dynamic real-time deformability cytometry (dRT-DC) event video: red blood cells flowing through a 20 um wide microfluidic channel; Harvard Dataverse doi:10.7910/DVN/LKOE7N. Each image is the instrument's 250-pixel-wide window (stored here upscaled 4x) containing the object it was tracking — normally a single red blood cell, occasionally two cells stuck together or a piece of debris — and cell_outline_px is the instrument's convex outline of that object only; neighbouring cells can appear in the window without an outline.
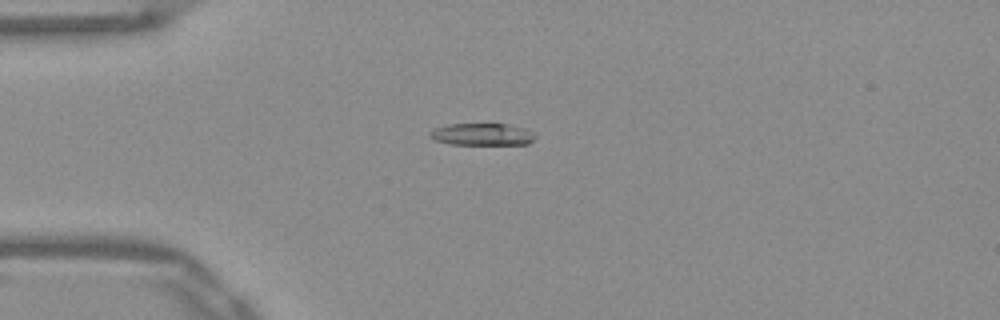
{"species": "Egyptian fruit bat (a non-hibernating species)", "species_latin": "Rousettus aegyptiacus", "temperature_condition": "warm", "stored_images_in_passage": 40, "camera_frame_rate_fps": 3000, "um_per_image_px": 0.085, "frame": {"image": 1, "passage_image": 1, "time_ms": 0.0, "image_size_px": [1000, 320], "cell_outline_px": [[536, 136], [528, 144], [448, 144], [436, 140], [428, 136], [428, 132], [436, 128], [448, 124], [508, 124], [524, 128], [532, 132]], "centroid_in_image_um": [40.96, 11.42], "position_along_channel_um": 44.0, "area_um2": 13.47}}
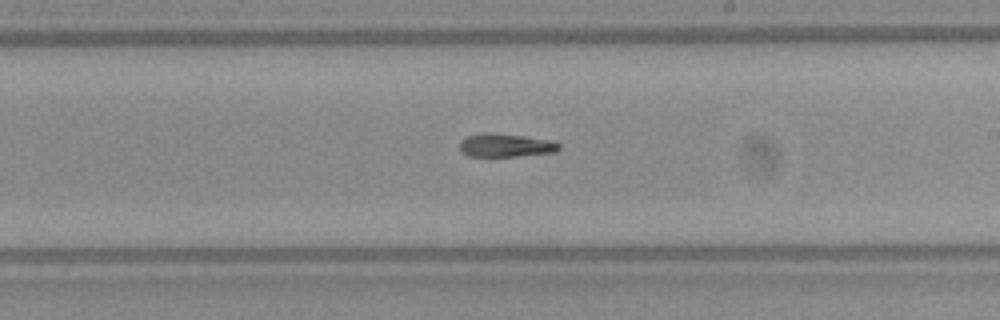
{"frame": {"image": 2, "passage_image": 18, "time_ms": 5.667, "image_size_px": [1000, 320], "cell_outline_px": [[560, 148], [556, 152], [516, 156], [468, 156], [460, 152], [460, 140], [464, 136], [480, 132], [492, 132], [528, 136], [556, 140], [560, 144]], "centroid_in_image_um": [42.98, 12.32], "position_along_channel_um": 246.0, "area_um2": 14.05}}
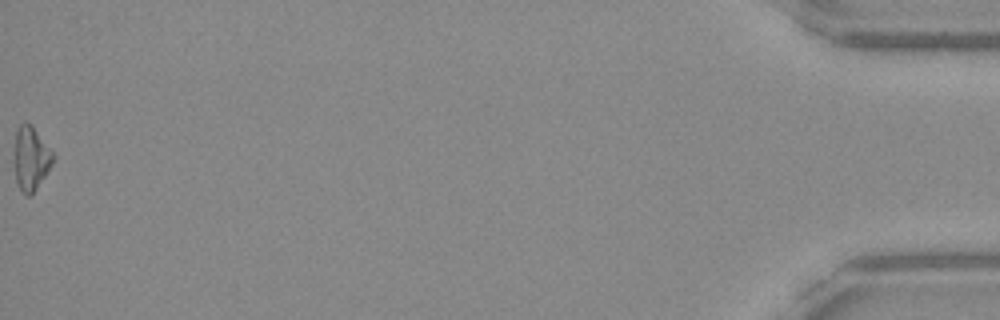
{"frame": {"image": 3, "passage_image": 40, "time_ms": 13.0, "image_size_px": [1000, 320], "cell_outline_px": [[56, 156], [52, 164], [36, 188], [28, 196], [20, 188], [16, 180], [12, 152], [16, 132], [20, 124], [32, 124]], "centroid_in_image_um": [2.61, 13.42], "position_along_channel_um": 432.6, "area_um2": 14.45}}